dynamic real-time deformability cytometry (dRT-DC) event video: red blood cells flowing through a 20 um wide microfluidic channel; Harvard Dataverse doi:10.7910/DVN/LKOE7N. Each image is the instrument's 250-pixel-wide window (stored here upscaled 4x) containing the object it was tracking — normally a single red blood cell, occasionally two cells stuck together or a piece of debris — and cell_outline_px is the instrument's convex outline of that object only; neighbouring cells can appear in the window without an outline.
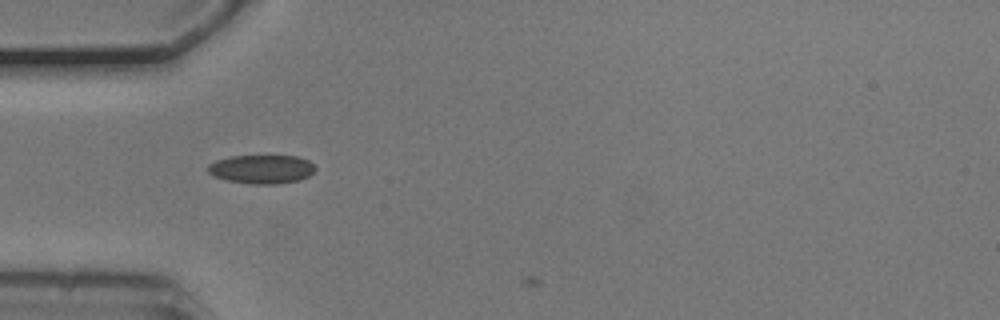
{"species": "common noctule bat (a hibernating species)", "species_latin": "Nyctalus noctula", "temperature_condition": "cold", "stored_images_in_passage": 3, "camera_frame_rate_fps": 3000, "um_per_image_px": 0.085, "animal": {"sex": "male", "body_mass_g": 20.5, "forearm_length_mm": 52.5}, "frame": {"image": 1, "passage_image": 2, "time_ms": 0.333, "image_size_px": [1000, 320], "cell_outline_px": [[316, 168], [308, 176], [300, 180], [276, 184], [252, 184], [228, 180], [216, 176], [208, 172], [208, 164], [216, 160], [232, 156], [296, 156], [308, 160]], "centroid_in_image_um": [22.25, 14.38], "position_along_channel_um": 62.8, "area_um2": 17.8}}